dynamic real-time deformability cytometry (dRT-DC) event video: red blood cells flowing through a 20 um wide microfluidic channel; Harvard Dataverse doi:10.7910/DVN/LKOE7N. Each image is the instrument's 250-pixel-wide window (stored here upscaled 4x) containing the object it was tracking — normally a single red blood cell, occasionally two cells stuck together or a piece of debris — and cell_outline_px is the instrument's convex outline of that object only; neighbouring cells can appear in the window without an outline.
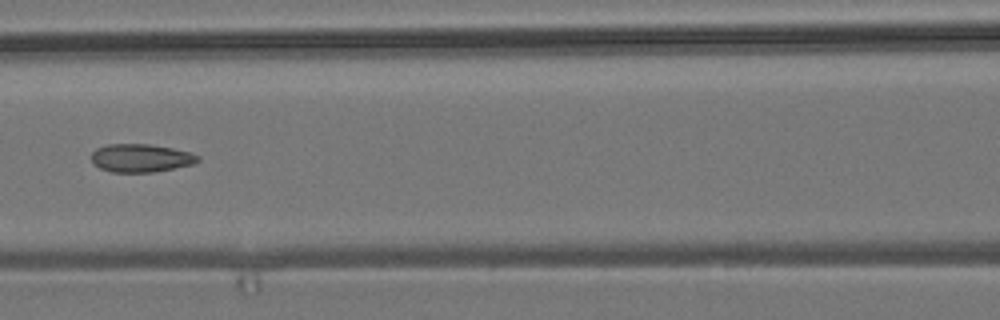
{"species": "common noctule bat (a hibernating species)", "species_latin": "Nyctalus noctula", "temperature_condition": "room temperature", "stored_images_in_passage": 5, "camera_frame_rate_fps": 3000, "um_per_image_px": 0.085, "animal": {"sex": "male", "body_mass_g": 19.2, "forearm_length_mm": 51.8}, "frame": {"image": 1, "passage_image": 5, "time_ms": 4.667, "image_size_px": [1000, 320], "cell_outline_px": [[200, 160], [192, 164], [152, 172], [112, 172], [100, 168], [92, 160], [92, 152], [96, 148], [108, 144], [148, 144], [172, 148], [188, 152], [200, 156]], "centroid_in_image_um": [11.96, 13.42], "position_along_channel_um": 154.6, "area_um2": 17.22}}